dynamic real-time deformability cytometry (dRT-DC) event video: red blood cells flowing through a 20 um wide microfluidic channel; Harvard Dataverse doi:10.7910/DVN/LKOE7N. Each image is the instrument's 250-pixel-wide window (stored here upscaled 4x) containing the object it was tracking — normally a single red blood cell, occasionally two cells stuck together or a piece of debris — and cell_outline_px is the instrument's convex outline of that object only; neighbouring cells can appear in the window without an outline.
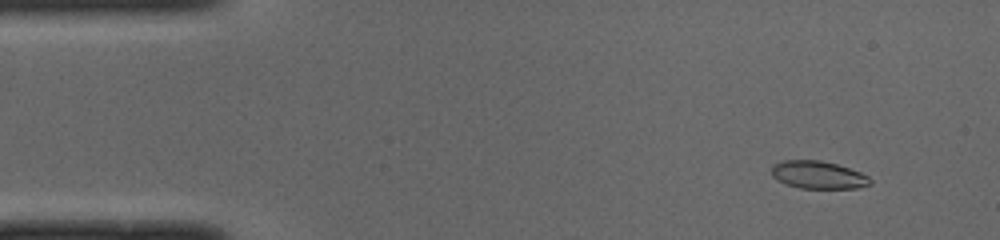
{"species": "common noctule bat (a hibernating species)", "species_latin": "Nyctalus noctula", "temperature_condition": "cold", "stored_images_in_passage": 50, "camera_frame_rate_fps": 3000, "um_per_image_px": 0.085, "animal": {"sex": "male", "body_mass_g": 19.0, "forearm_length_mm": 50.8}, "frame": {"image": 1, "passage_image": 5, "time_ms": 1.333, "image_size_px": [1000, 240], "cell_outline_px": [[872, 184], [856, 188], [800, 188], [784, 184], [776, 180], [772, 176], [772, 164], [784, 160], [820, 160], [836, 164], [860, 172], [868, 176], [872, 180]], "centroid_in_image_um": [69.52, 14.87], "position_along_channel_um": 15.5, "area_um2": 16.01}}
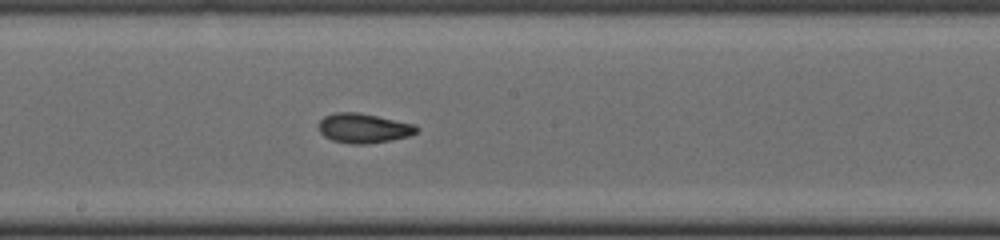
{"frame": {"image": 2, "passage_image": 27, "time_ms": 8.667, "image_size_px": [1000, 240], "cell_outline_px": [[420, 128], [416, 132], [408, 136], [392, 140], [368, 144], [348, 144], [332, 140], [324, 136], [320, 132], [316, 124], [324, 116], [336, 112], [356, 112], [416, 124]], "centroid_in_image_um": [30.88, 10.9], "position_along_channel_um": 217.3, "area_um2": 17.05}}
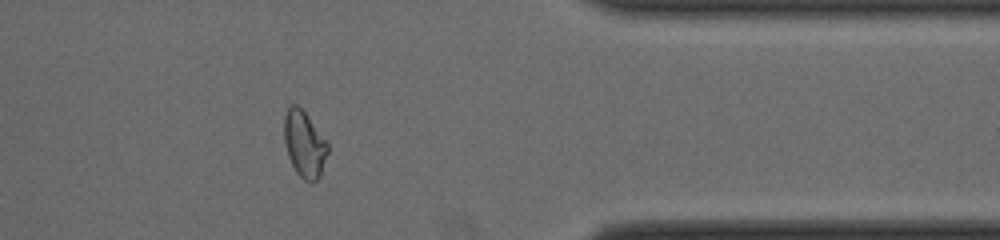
{"frame": {"image": 3, "passage_image": 41, "time_ms": 13.333, "image_size_px": [1000, 240], "cell_outline_px": [[328, 152], [320, 176], [312, 184], [304, 180], [296, 172], [288, 156], [284, 140], [284, 116], [288, 108], [292, 104], [296, 104], [304, 112], [328, 144]], "centroid_in_image_um": [25.86, 12.28], "position_along_channel_um": 385.5, "area_um2": 16.59}, "authors_computed_cell_mechanics": {"area_um2": 16.6464, "velocity_mm_per_s": 4.0095, "shape_relaxation_time_tau1_ms": 5.6111, "shape_relaxation_time_tau2_ms": 2.7696, "deformation_change_tau1": 0.1806, "deformation_change_tau2": 0.0781}}